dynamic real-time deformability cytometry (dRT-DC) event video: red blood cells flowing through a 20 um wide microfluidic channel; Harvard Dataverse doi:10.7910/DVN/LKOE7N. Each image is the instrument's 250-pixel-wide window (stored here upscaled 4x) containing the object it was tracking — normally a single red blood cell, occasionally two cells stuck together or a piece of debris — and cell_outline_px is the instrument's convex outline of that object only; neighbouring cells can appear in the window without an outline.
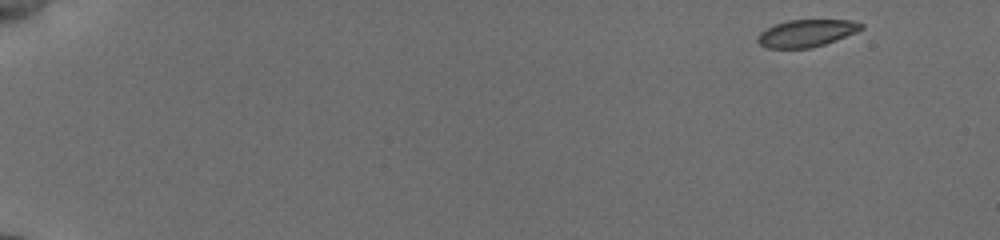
{"species": "common noctule bat (a hibernating species)", "species_latin": "Nyctalus noctula", "temperature_condition": "cold", "stored_images_in_passage": 52, "camera_frame_rate_fps": 3000, "um_per_image_px": 0.085, "animal": {"sex": "female", "body_mass_g": 19.5, "forearm_length_mm": 54.1}, "frame": {"image": 1, "passage_image": 1, "time_ms": 0.0, "image_size_px": [1000, 240], "cell_outline_px": [[864, 28], [856, 32], [836, 40], [812, 48], [764, 48], [756, 40], [756, 36], [760, 32], [776, 24], [788, 20], [848, 20], [864, 24]], "centroid_in_image_um": [68.53, 2.83], "position_along_channel_um": 16.5, "area_um2": 16.42}}
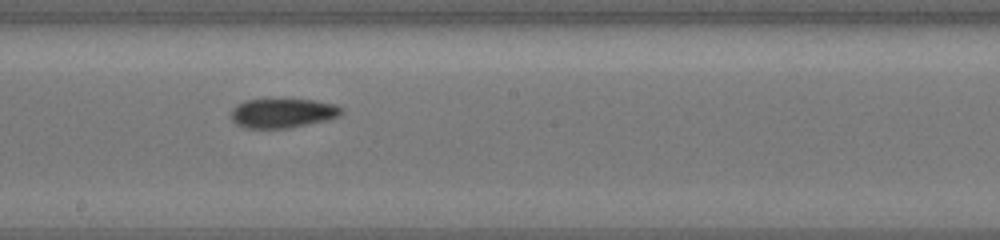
{"frame": {"image": 2, "passage_image": 30, "time_ms": 9.667, "image_size_px": [1000, 240], "cell_outline_px": [[344, 112], [340, 116], [328, 120], [288, 128], [244, 128], [236, 124], [232, 120], [232, 108], [236, 104], [244, 100], [316, 100], [336, 104], [344, 108]], "centroid_in_image_um": [24.06, 9.62], "position_along_channel_um": 224.1, "area_um2": 19.02}}
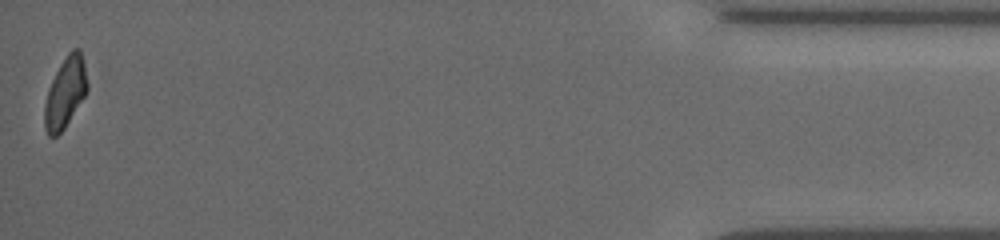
{"frame": {"image": 3, "passage_image": 52, "time_ms": 17.0, "image_size_px": [1000, 240], "cell_outline_px": [[88, 88], [84, 96], [64, 128], [56, 136], [48, 136], [44, 128], [44, 104], [48, 88], [60, 64], [68, 52], [72, 48], [80, 48], [84, 64], [88, 84]], "centroid_in_image_um": [5.53, 7.86], "position_along_channel_um": 429.7, "area_um2": 17.46}, "authors_computed_cell_mechanics": {"area_um2": 18.3804, "velocity_mm_per_s": 3.8193, "shape_relaxation_time_tau1_ms": 6.7292, "shape_relaxation_time_tau2_ms": 2.7052, "deformation_change_tau1": 0.1739, "deformation_change_tau2": 0.0728}}